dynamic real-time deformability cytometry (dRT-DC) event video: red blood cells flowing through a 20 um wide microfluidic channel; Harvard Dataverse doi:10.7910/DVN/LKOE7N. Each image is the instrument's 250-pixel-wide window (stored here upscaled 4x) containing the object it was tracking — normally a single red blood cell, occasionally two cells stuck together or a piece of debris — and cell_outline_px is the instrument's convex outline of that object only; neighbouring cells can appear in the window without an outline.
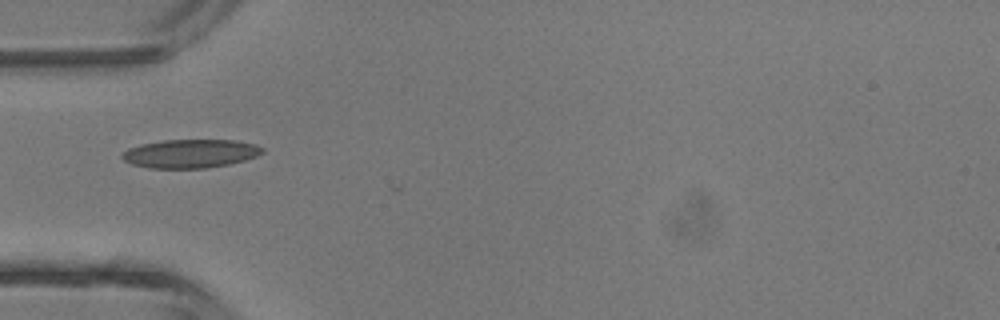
{"species": "common noctule bat (a hibernating species)", "species_latin": "Nyctalus noctula", "temperature_condition": "room temperature", "stored_images_in_passage": 3, "camera_frame_rate_fps": 3000, "um_per_image_px": 0.085, "animal": {"sex": "male", "body_mass_g": 13.3}, "frame": {"image": 1, "passage_image": 2, "time_ms": 1.333, "image_size_px": [1000, 320], "cell_outline_px": [[264, 152], [256, 156], [244, 160], [228, 164], [208, 168], [148, 168], [132, 164], [124, 160], [120, 156], [128, 148], [140, 144], [160, 140], [236, 140], [256, 144], [264, 148]], "centroid_in_image_um": [16.18, 13.05], "position_along_channel_um": 68.8, "area_um2": 23.47}}
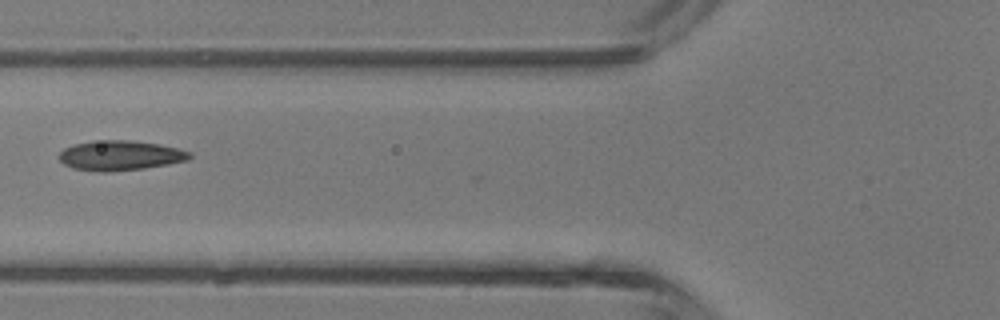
{"frame": {"image": 2, "passage_image": 3, "time_ms": 2.333, "image_size_px": [1000, 320], "cell_outline_px": [[192, 156], [188, 160], [168, 164], [144, 168], [108, 172], [100, 172], [72, 168], [64, 164], [60, 160], [60, 152], [64, 148], [72, 144], [92, 140], [128, 140], [160, 144], [192, 152]], "centroid_in_image_um": [10.2, 13.21], "position_along_channel_um": 115.6, "area_um2": 22.83}}